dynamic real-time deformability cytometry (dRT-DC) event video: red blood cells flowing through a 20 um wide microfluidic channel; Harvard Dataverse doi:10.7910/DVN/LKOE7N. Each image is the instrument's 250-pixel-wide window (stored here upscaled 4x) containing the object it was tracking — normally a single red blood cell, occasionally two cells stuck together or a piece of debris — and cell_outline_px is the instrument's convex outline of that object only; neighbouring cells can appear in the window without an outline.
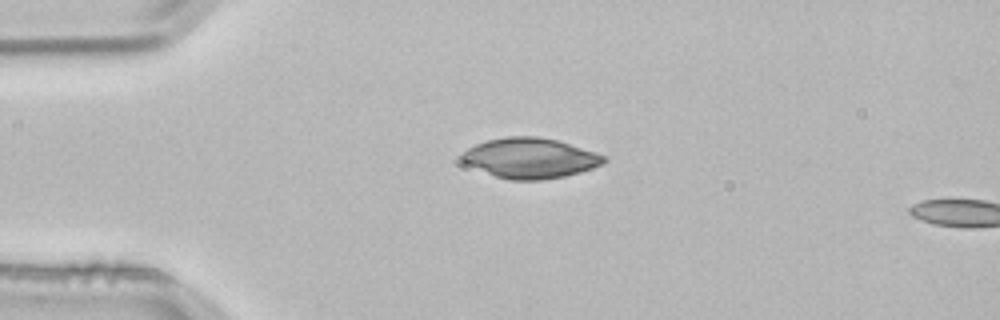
{"species": "common noctule bat (a hibernating species)", "species_latin": "Nyctalus noctula", "temperature_condition": "room temperature", "stored_images_in_passage": 2, "camera_frame_rate_fps": 3000, "um_per_image_px": 0.085, "animal": {"sex": "male", "body_mass_g": 21.5, "forearm_length_mm": 52.0}, "frame": {"image": 1, "passage_image": 1, "time_ms": 0.0, "image_size_px": [1000, 320], "cell_outline_px": [[608, 160], [604, 164], [580, 172], [564, 176], [540, 180], [512, 180], [496, 176], [468, 164], [460, 156], [468, 148], [476, 144], [488, 140], [504, 136], [540, 136], [556, 140], [596, 152], [604, 156]], "centroid_in_image_um": [45.11, 13.43], "position_along_channel_um": 39.9, "area_um2": 32.95}}